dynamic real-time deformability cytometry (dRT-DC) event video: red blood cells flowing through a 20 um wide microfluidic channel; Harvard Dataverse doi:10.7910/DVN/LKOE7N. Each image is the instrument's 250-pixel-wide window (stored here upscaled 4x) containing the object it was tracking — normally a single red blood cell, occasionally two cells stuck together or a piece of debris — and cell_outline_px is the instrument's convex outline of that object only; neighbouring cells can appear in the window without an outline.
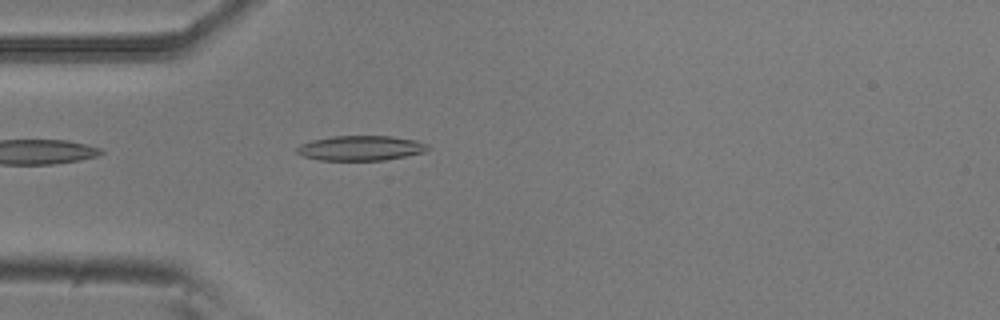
{"species": "common noctule bat (a hibernating species)", "species_latin": "Nyctalus noctula", "temperature_condition": "room temperature", "stored_images_in_passage": 14, "camera_frame_rate_fps": 3000, "um_per_image_px": 0.085, "animal": {"sex": "male", "body_mass_g": 20.5, "forearm_length_mm": 52.5}, "frame": {"image": 1, "passage_image": 1, "time_ms": 0.0, "image_size_px": [1000, 320], "cell_outline_px": [[432, 148], [424, 152], [384, 160], [320, 160], [304, 156], [296, 152], [296, 148], [300, 144], [312, 140], [332, 136], [392, 136], [416, 140], [428, 144]], "centroid_in_image_um": [30.68, 12.58], "position_along_channel_um": 54.3, "area_um2": 19.02}}
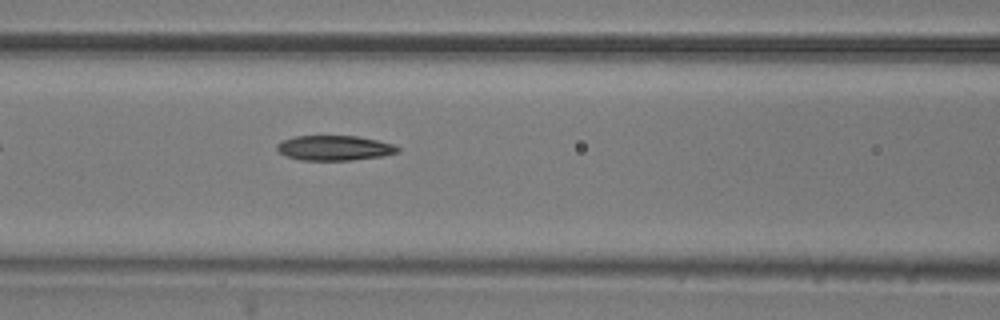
{"frame": {"image": 2, "passage_image": 8, "time_ms": 2.333, "image_size_px": [1000, 320], "cell_outline_px": [[400, 152], [384, 156], [352, 160], [300, 160], [288, 156], [280, 152], [276, 148], [276, 144], [284, 140], [296, 136], [356, 136], [376, 140], [392, 144], [400, 148]], "centroid_in_image_um": [28.45, 12.58], "position_along_channel_um": 138.1, "area_um2": 17.46}}
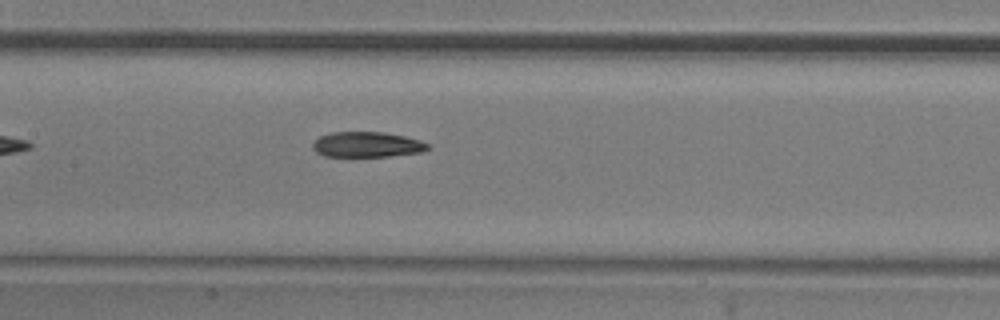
{"frame": {"image": 3, "passage_image": 11, "time_ms": 3.333, "image_size_px": [1000, 320], "cell_outline_px": [[432, 148], [420, 152], [388, 156], [324, 156], [316, 152], [312, 148], [312, 144], [320, 136], [332, 132], [384, 132], [404, 136], [420, 140], [432, 144]], "centroid_in_image_um": [31.23, 12.28], "position_along_channel_um": 176.2, "area_um2": 17.05}}